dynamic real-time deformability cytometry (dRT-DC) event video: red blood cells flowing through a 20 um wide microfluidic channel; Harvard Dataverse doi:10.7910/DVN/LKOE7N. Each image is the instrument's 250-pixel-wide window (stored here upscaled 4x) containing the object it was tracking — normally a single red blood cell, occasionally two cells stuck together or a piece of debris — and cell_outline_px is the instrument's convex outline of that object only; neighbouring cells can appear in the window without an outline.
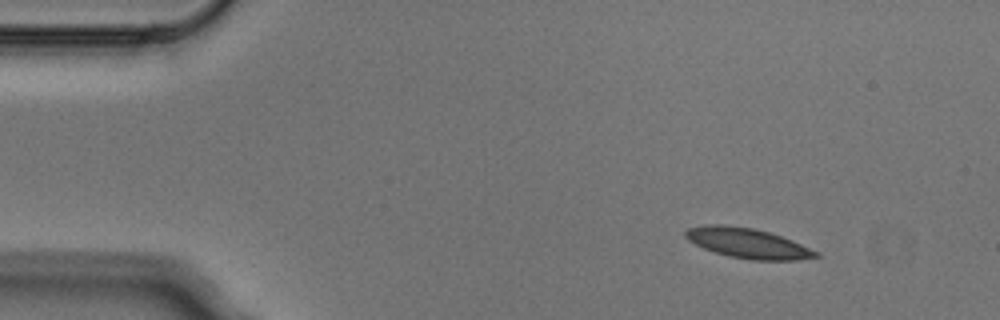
{"species": "Egyptian fruit bat (a non-hibernating species)", "species_latin": "Rousettus aegyptiacus", "temperature_condition": "cold", "stored_images_in_passage": 3, "camera_frame_rate_fps": 3000, "um_per_image_px": 0.085, "animal": {"sex": "male"}, "frame": {"image": 1, "passage_image": 1, "time_ms": 0.0, "image_size_px": [1000, 320], "cell_outline_px": [[820, 256], [796, 260], [752, 260], [728, 256], [704, 248], [688, 240], [684, 236], [684, 232], [688, 228], [712, 224], [724, 224], [756, 228], [792, 240], [820, 252]], "centroid_in_image_um": [63.57, 20.66], "position_along_channel_um": 21.4, "area_um2": 22.77}}
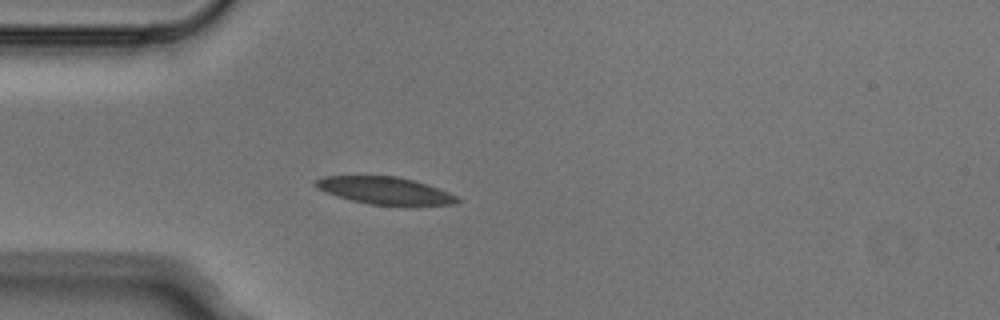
{"frame": {"image": 2, "passage_image": 3, "time_ms": 0.667, "image_size_px": [1000, 320], "cell_outline_px": [[464, 200], [456, 204], [416, 208], [408, 208], [372, 204], [352, 200], [336, 196], [316, 188], [312, 184], [312, 180], [324, 176], [396, 176], [416, 180], [428, 184], [448, 192]], "centroid_in_image_um": [32.81, 16.24], "position_along_channel_um": 52.2, "area_um2": 23.7}}